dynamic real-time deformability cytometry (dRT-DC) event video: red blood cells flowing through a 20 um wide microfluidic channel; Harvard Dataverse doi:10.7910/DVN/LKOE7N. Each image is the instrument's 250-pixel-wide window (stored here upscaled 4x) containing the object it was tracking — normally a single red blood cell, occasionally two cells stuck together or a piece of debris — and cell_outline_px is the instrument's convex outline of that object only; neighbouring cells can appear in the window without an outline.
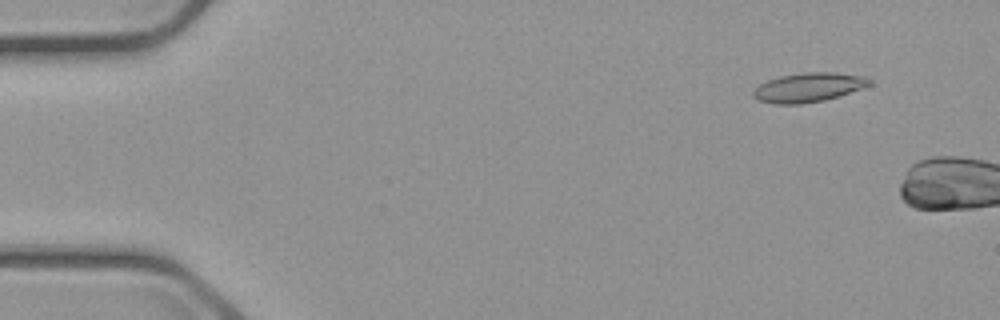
{"species": "common noctule bat (a hibernating species)", "species_latin": "Nyctalus noctula", "temperature_condition": "cold", "stored_images_in_passage": 3, "camera_frame_rate_fps": 3000, "um_per_image_px": 0.085, "animal": {"sex": "male", "body_mass_g": 23.1, "forearm_length_mm": 52.7}, "frame": {"image": 1, "passage_image": 1, "time_ms": 0.0, "image_size_px": [1000, 320], "cell_outline_px": [[872, 84], [824, 100], [800, 104], [776, 104], [760, 100], [752, 96], [752, 92], [760, 84], [768, 80], [780, 76], [804, 72], [832, 72], [868, 76], [872, 80]], "centroid_in_image_um": [68.73, 7.41], "position_along_channel_um": 16.3, "area_um2": 19.59}}